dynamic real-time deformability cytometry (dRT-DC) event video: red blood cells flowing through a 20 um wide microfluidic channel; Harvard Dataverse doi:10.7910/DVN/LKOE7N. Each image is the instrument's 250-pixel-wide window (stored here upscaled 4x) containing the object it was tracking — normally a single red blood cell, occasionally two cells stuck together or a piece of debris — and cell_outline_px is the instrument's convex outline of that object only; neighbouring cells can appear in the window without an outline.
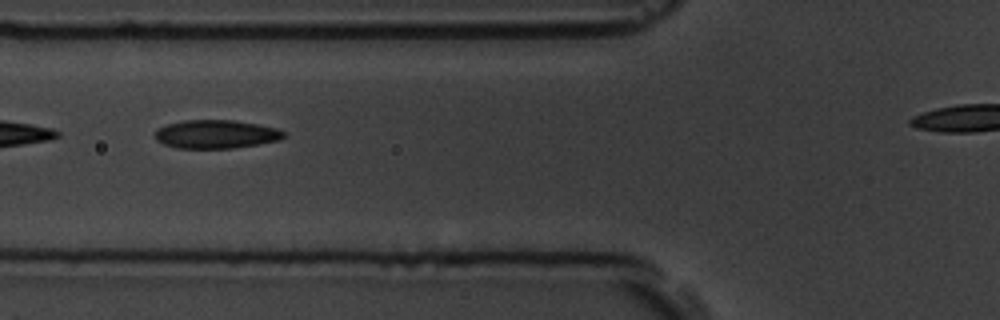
{"species": "common noctule bat (a hibernating species)", "species_latin": "Nyctalus noctula", "temperature_condition": "room temperature", "stored_images_in_passage": 8, "camera_frame_rate_fps": 3000, "um_per_image_px": 0.085, "animal": {"sex": "male", "body_mass_g": 19.5, "forearm_length_mm": 54.6}, "frame": {"image": 1, "passage_image": 6, "time_ms": 6.333, "image_size_px": [1000, 320], "cell_outline_px": [[284, 136], [280, 140], [260, 144], [232, 148], [176, 148], [164, 144], [156, 140], [156, 128], [168, 124], [184, 120], [232, 120], [256, 124], [276, 128], [284, 132]], "centroid_in_image_um": [18.35, 11.41], "position_along_channel_um": 107.5, "area_um2": 21.27}}
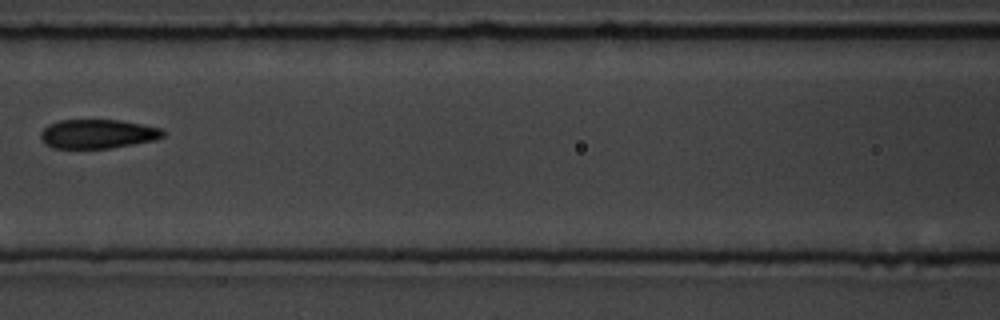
{"frame": {"image": 2, "passage_image": 7, "time_ms": 7.667, "image_size_px": [1000, 320], "cell_outline_px": [[164, 136], [156, 140], [112, 148], [52, 148], [44, 144], [40, 136], [40, 132], [48, 124], [60, 120], [120, 120], [160, 128], [164, 132]], "centroid_in_image_um": [8.28, 11.39], "position_along_channel_um": 158.3, "area_um2": 20.81}}
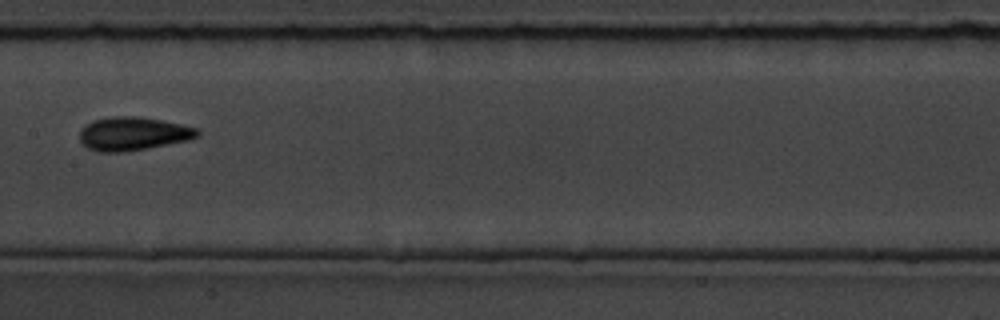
{"frame": {"image": 3, "passage_image": 8, "time_ms": 8.667, "image_size_px": [1000, 320], "cell_outline_px": [[200, 136], [188, 140], [148, 148], [120, 152], [100, 152], [88, 148], [80, 140], [80, 132], [92, 120], [112, 116], [136, 116], [160, 120], [180, 124], [196, 128], [200, 132]], "centroid_in_image_um": [11.32, 11.36], "position_along_channel_um": 196.1, "area_um2": 22.72}}